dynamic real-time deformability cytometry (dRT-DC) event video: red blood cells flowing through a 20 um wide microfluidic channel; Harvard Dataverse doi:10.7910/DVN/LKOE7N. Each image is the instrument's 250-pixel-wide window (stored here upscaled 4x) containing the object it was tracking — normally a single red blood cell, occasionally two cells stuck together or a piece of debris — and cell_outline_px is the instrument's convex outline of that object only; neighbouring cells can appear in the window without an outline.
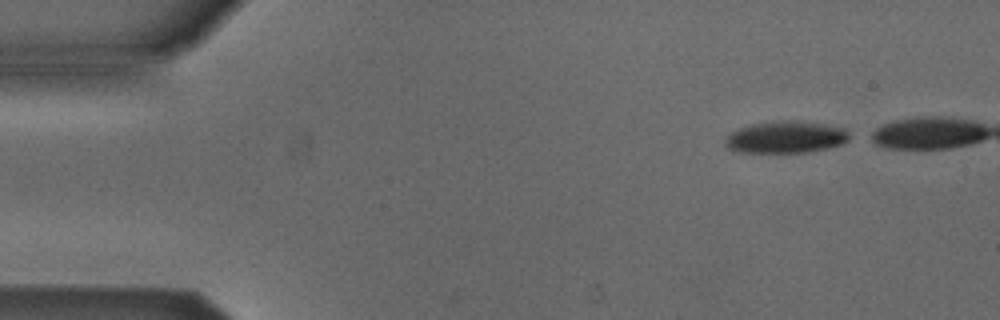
{"species": "Egyptian fruit bat (a non-hibernating species)", "species_latin": "Rousettus aegyptiacus", "temperature_condition": "cold", "stored_images_in_passage": 8, "segment_of_instrument_passage": [1, 2], "camera_frame_rate_fps": 3000, "um_per_image_px": 0.085, "animal": {"sex": "male"}, "frame": {"image": 1, "passage_image": 1, "time_ms": 0.0, "image_size_px": [1000, 320], "cell_outline_px": [[848, 140], [840, 144], [828, 148], [808, 152], [736, 152], [728, 148], [724, 144], [724, 140], [732, 132], [740, 128], [752, 124], [788, 120], [820, 124], [844, 128], [848, 132]], "centroid_in_image_um": [66.76, 11.67], "position_along_channel_um": 18.2, "area_um2": 22.66}}
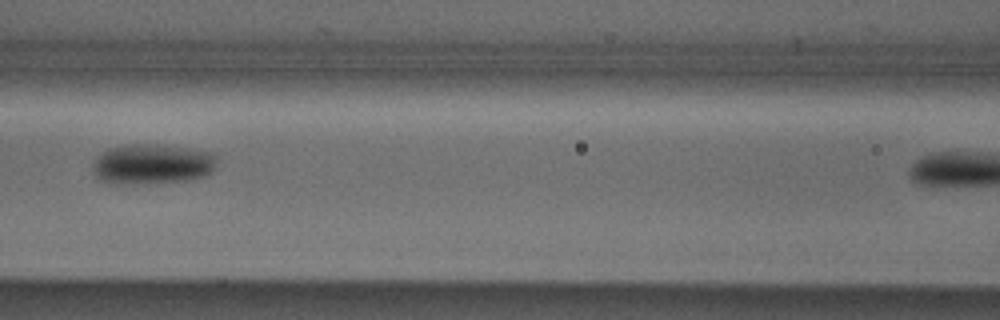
{"frame": {"image": 2, "passage_image": 7, "time_ms": 2.0, "image_size_px": [1000, 320], "cell_outline_px": [[216, 164], [212, 172], [204, 176], [192, 180], [124, 184], [108, 184], [100, 180], [96, 176], [92, 168], [92, 164], [96, 156], [108, 148], [124, 144], [164, 144], [212, 152], [216, 156]], "centroid_in_image_um": [12.91, 13.93], "position_along_channel_um": 153.7, "area_um2": 29.59}}